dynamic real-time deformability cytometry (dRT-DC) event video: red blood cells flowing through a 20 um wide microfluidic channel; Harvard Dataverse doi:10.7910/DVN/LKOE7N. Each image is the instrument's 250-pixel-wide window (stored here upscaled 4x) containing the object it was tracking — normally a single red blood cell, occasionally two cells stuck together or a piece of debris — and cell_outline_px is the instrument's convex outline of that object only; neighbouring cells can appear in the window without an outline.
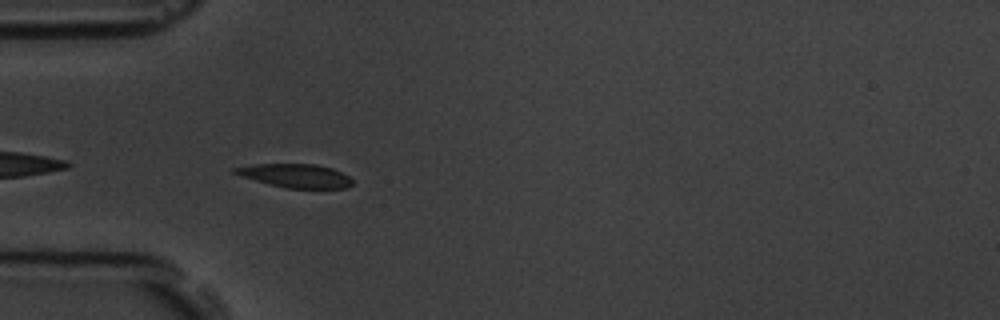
{"species": "common noctule bat (a hibernating species)", "species_latin": "Nyctalus noctula", "temperature_condition": "room temperature", "stored_images_in_passage": 7, "camera_frame_rate_fps": 3000, "um_per_image_px": 0.085, "animal": {"sex": "male", "body_mass_g": 19.5, "forearm_length_mm": 54.6}, "frame": {"image": 1, "passage_image": 5, "time_ms": 5.333, "image_size_px": [1000, 320], "cell_outline_px": [[352, 184], [344, 188], [284, 188], [268, 184], [240, 176], [232, 172], [232, 168], [252, 164], [316, 164], [332, 168], [348, 176], [352, 180]], "centroid_in_image_um": [25.07, 14.93], "position_along_channel_um": 59.9, "area_um2": 16.18}}
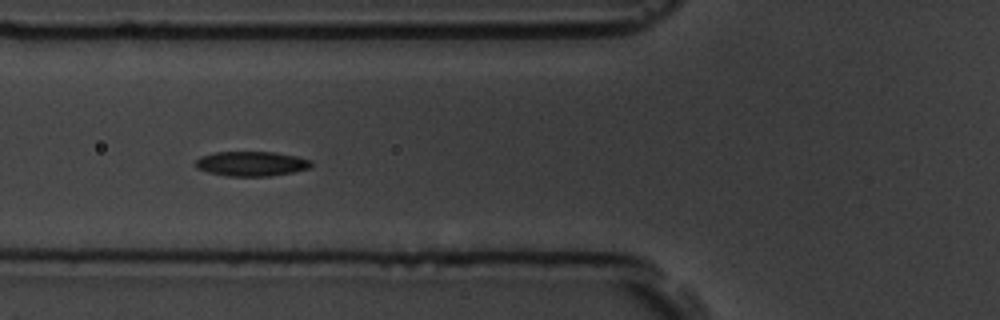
{"frame": {"image": 2, "passage_image": 6, "time_ms": 6.667, "image_size_px": [1000, 320], "cell_outline_px": [[312, 164], [308, 168], [292, 172], [272, 176], [228, 176], [208, 172], [196, 168], [196, 160], [200, 156], [212, 152], [276, 152], [296, 156], [312, 160]], "centroid_in_image_um": [21.36, 13.91], "position_along_channel_um": 104.4, "area_um2": 16.7}}
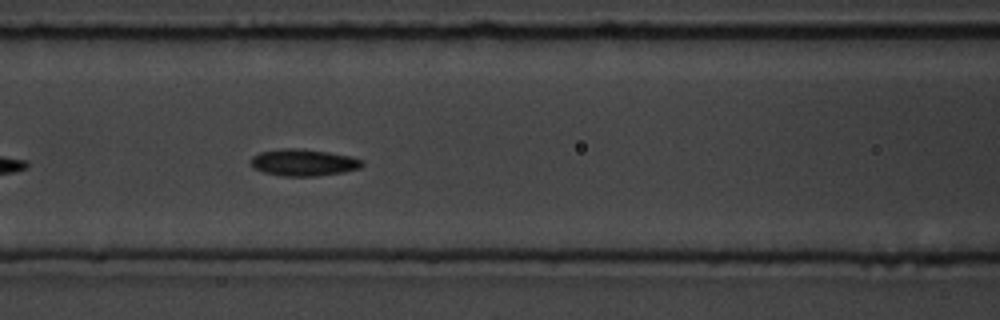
{"frame": {"image": 3, "passage_image": 7, "time_ms": 7.667, "image_size_px": [1000, 320], "cell_outline_px": [[364, 164], [360, 168], [344, 172], [316, 176], [280, 176], [264, 172], [252, 168], [252, 156], [260, 152], [280, 148], [296, 148], [328, 152], [352, 156], [364, 160]], "centroid_in_image_um": [25.82, 13.81], "position_along_channel_um": 140.8, "area_um2": 17.51}}